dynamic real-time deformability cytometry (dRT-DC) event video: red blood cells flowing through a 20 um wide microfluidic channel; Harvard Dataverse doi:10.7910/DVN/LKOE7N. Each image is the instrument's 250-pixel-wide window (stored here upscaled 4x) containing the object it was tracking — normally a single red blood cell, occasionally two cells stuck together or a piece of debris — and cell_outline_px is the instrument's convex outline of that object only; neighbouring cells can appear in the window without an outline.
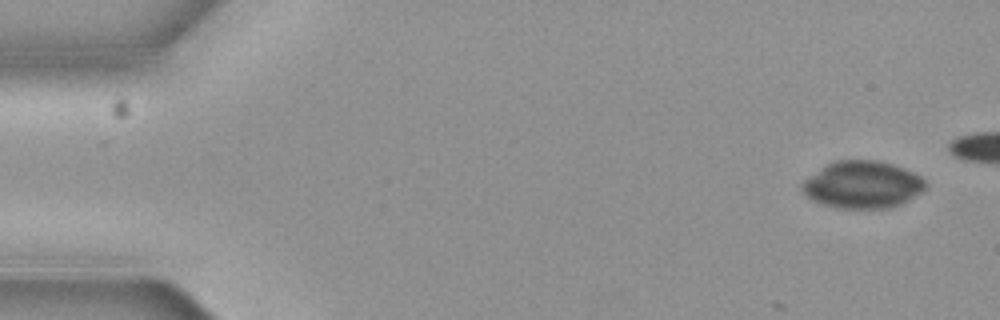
{"species": "common noctule bat (a hibernating species)", "species_latin": "Nyctalus noctula", "temperature_condition": "cold", "stored_images_in_passage": 7, "camera_frame_rate_fps": 3000, "um_per_image_px": 0.085, "animal": {"sex": "female", "body_mass_g": 19.3, "forearm_length_mm": 54.1}, "frame": {"image": 1, "passage_image": 1, "time_ms": 0.0, "image_size_px": [1000, 320], "cell_outline_px": [[924, 188], [920, 192], [908, 200], [892, 208], [836, 208], [820, 204], [812, 200], [800, 188], [800, 184], [804, 180], [828, 164], [836, 160], [876, 160], [892, 164], [904, 168], [920, 176], [924, 180]], "centroid_in_image_um": [73.28, 15.71], "position_along_channel_um": 11.7, "area_um2": 33.7}}
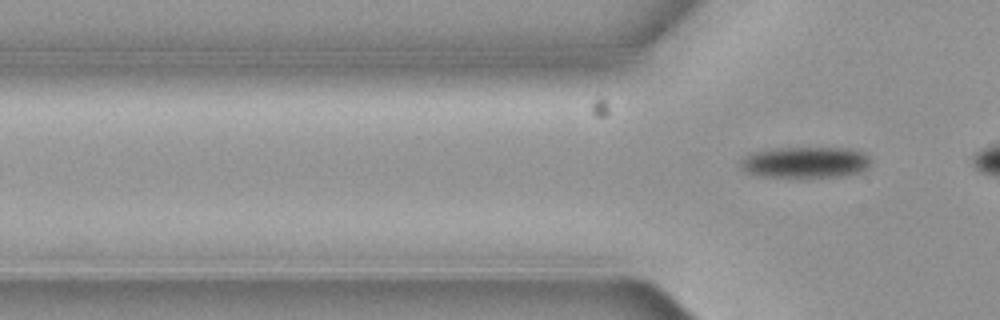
{"frame": {"image": 2, "passage_image": 7, "time_ms": 2.0, "image_size_px": [1000, 320], "cell_outline_px": [[872, 164], [868, 168], [860, 172], [844, 176], [756, 176], [740, 168], [740, 160], [748, 152], [776, 148], [844, 148], [860, 152], [868, 156]], "centroid_in_image_um": [68.41, 13.79], "position_along_channel_um": 57.4, "area_um2": 23.58}}